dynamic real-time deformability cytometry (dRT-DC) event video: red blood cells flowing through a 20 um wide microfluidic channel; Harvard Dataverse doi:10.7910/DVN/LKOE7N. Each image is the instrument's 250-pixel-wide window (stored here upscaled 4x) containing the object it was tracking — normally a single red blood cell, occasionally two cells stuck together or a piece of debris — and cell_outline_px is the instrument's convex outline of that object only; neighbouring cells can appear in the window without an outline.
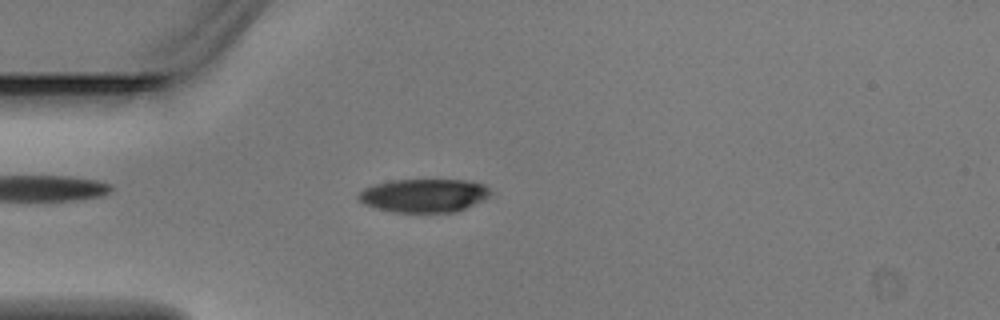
{"species": "Egyptian fruit bat (a non-hibernating species)", "species_latin": "Rousettus aegyptiacus", "temperature_condition": "warm", "stored_images_in_passage": 2, "camera_frame_rate_fps": 3000, "um_per_image_px": 0.085, "animal": {"sex": "male"}, "frame": {"image": 1, "passage_image": 2, "time_ms": 0.333, "image_size_px": [1000, 320], "cell_outline_px": [[492, 192], [488, 196], [464, 208], [452, 212], [396, 212], [376, 208], [364, 204], [356, 196], [364, 188], [376, 184], [392, 180], [464, 180], [484, 184]], "centroid_in_image_um": [36.0, 16.61], "position_along_channel_um": 49.0, "area_um2": 25.32}}